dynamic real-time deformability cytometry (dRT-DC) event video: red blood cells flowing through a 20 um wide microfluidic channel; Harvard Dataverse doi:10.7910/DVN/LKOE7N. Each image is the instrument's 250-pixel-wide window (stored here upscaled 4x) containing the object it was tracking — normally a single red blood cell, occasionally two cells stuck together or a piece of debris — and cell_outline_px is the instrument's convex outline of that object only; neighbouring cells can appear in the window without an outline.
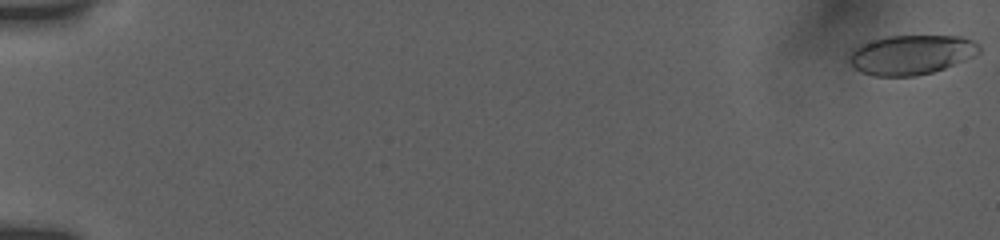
{"species": "human", "species_latin": "Homo sapiens", "temperature_condition": "room temperature", "stored_images_in_passage": 7, "camera_frame_rate_fps": 3000, "um_per_image_px": 0.085, "donor": {"sex": "female"}, "frame": {"image": 1, "passage_image": 1, "time_ms": 0.0, "image_size_px": [1000, 240], "cell_outline_px": [[980, 52], [964, 60], [944, 68], [932, 72], [916, 76], [872, 76], [860, 72], [848, 60], [848, 56], [852, 48], [860, 44], [884, 36], [960, 36], [972, 40], [980, 48]], "centroid_in_image_um": [77.4, 4.65], "position_along_channel_um": 7.6, "area_um2": 29.94}}